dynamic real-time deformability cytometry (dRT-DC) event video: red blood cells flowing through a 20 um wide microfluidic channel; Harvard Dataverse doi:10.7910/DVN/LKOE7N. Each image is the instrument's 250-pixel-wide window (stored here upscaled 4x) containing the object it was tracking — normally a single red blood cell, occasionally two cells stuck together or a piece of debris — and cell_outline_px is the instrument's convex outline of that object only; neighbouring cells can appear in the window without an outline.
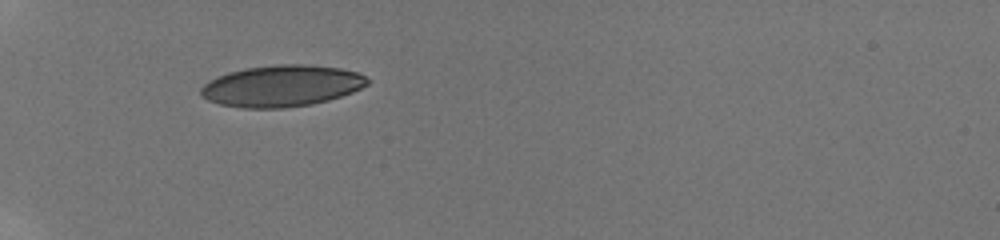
{"species": "human", "species_latin": "Homo sapiens", "temperature_condition": "room temperature", "stored_images_in_passage": 28, "camera_frame_rate_fps": 3000, "um_per_image_px": 0.085, "donor": {"sex": "male"}, "frame": {"image": 1, "passage_image": 1, "time_ms": 0.0, "image_size_px": [1000, 240], "cell_outline_px": [[372, 80], [368, 84], [352, 92], [328, 100], [312, 104], [284, 108], [244, 108], [220, 104], [208, 100], [200, 96], [200, 88], [208, 80], [228, 72], [244, 68], [276, 64], [304, 64], [340, 68], [356, 72]], "centroid_in_image_um": [23.92, 7.3], "position_along_channel_um": 61.1, "area_um2": 40.34}}
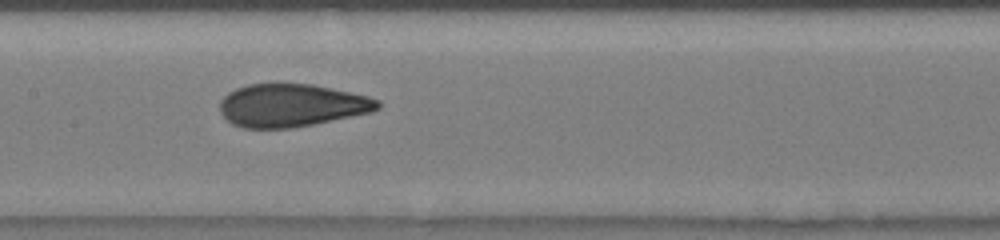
{"frame": {"image": 2, "passage_image": 11, "time_ms": 3.667, "image_size_px": [1000, 240], "cell_outline_px": [[380, 108], [372, 112], [312, 124], [288, 128], [244, 128], [232, 124], [220, 112], [220, 100], [228, 92], [236, 88], [248, 84], [276, 80], [312, 84], [332, 88], [368, 96], [380, 100]], "centroid_in_image_um": [24.75, 8.91], "position_along_channel_um": 182.6, "area_um2": 40.23}}
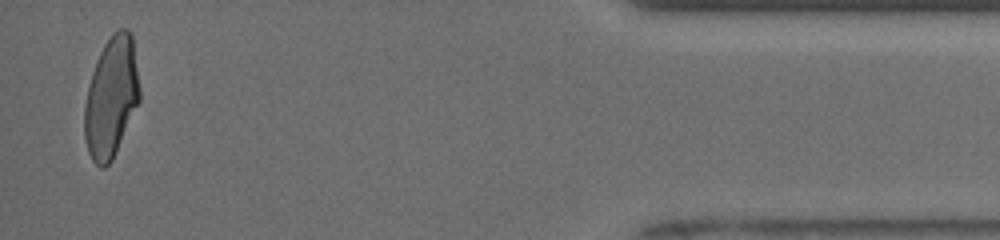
{"frame": {"image": 3, "passage_image": 27, "time_ms": 11.333, "image_size_px": [1000, 240], "cell_outline_px": [[140, 100], [112, 160], [104, 168], [100, 168], [92, 160], [88, 152], [84, 136], [84, 104], [92, 72], [100, 52], [104, 44], [112, 32], [120, 28], [128, 28], [132, 32], [140, 92]], "centroid_in_image_um": [9.45, 8.25], "position_along_channel_um": 425.7, "area_um2": 38.73}, "authors_computed_cell_mechanics": {"area_um2": 40.1132, "velocity_mm_per_s": 3.8946, "shape_relaxation_time_tau1_ms": 4.5709, "shape_relaxation_time_tau2_ms": 0.796, "deformation_change_tau1": 0.173, "deformation_change_tau2": 0.0661}}